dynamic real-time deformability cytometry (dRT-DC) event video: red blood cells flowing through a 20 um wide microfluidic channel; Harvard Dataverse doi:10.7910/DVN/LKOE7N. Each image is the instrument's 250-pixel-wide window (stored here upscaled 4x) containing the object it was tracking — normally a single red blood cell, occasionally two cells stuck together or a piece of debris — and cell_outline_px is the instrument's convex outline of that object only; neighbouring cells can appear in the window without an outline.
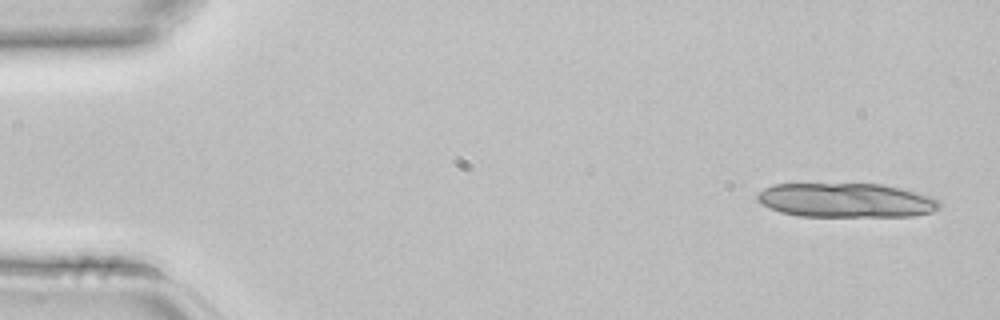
{"species": "common noctule bat (a hibernating species)", "species_latin": "Nyctalus noctula", "temperature_condition": "room temperature", "stored_images_in_passage": 4, "segment_of_instrument_passage": [1, 2], "camera_frame_rate_fps": 3000, "um_per_image_px": 0.085, "animal": {"sex": "female", "body_mass_g": 22.7, "forearm_length_mm": 54.2}, "frame": {"image": 1, "passage_image": 1, "time_ms": 0.0, "image_size_px": [1000, 320], "cell_outline_px": [[940, 208], [932, 212], [912, 216], [800, 216], [780, 212], [760, 204], [756, 200], [756, 196], [764, 188], [772, 184], [884, 184], [932, 196], [940, 200]], "centroid_in_image_um": [71.92, 17.02], "position_along_channel_um": 13.1, "area_um2": 36.59}}